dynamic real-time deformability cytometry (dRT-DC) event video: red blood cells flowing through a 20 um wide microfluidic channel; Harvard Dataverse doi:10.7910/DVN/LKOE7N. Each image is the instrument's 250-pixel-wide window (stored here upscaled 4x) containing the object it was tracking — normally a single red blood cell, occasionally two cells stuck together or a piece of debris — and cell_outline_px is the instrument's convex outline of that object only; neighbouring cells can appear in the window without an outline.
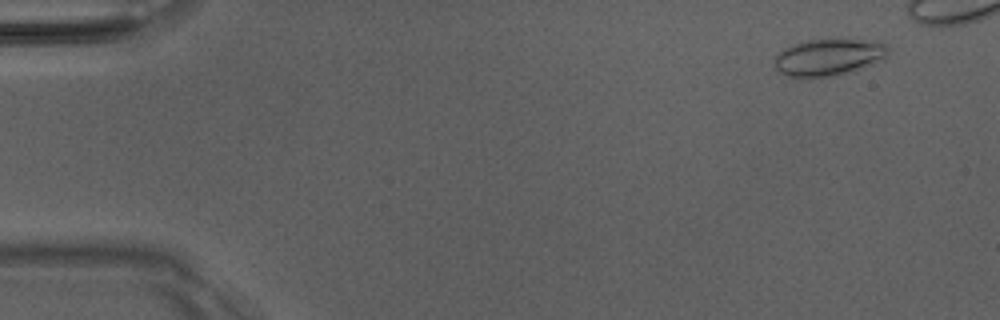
{"species": "Egyptian fruit bat (a non-hibernating species)", "species_latin": "Rousettus aegyptiacus", "temperature_condition": "room temperature", "stored_images_in_passage": 45, "camera_frame_rate_fps": 3000, "um_per_image_px": 0.085, "animal": {"sex": "male"}, "frame": {"image": 1, "passage_image": 4, "time_ms": 1.0, "image_size_px": [1000, 320], "cell_outline_px": [[888, 56], [884, 60], [848, 72], [832, 76], [800, 80], [784, 76], [776, 72], [776, 56], [784, 48], [808, 40], [880, 40], [888, 48]], "centroid_in_image_um": [70.41, 4.91], "position_along_channel_um": 14.6, "area_um2": 24.74}}
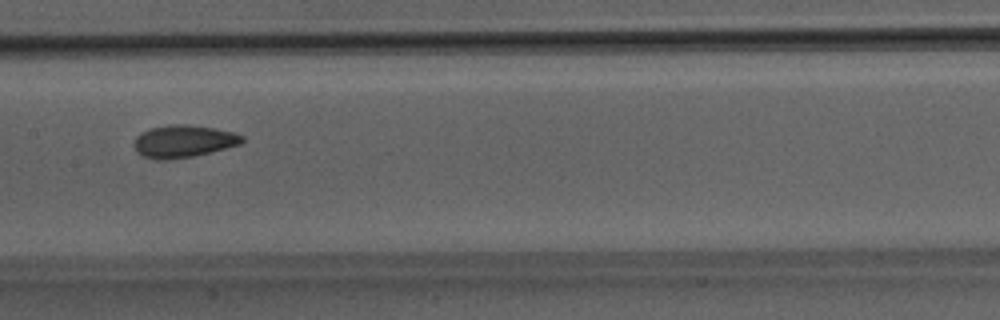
{"frame": {"image": 2, "passage_image": 26, "time_ms": 8.333, "image_size_px": [1000, 320], "cell_outline_px": [[244, 140], [240, 144], [192, 156], [164, 160], [152, 160], [140, 156], [136, 152], [132, 144], [136, 136], [140, 132], [152, 128], [172, 124], [188, 124], [212, 128], [232, 132], [244, 136]], "centroid_in_image_um": [15.5, 12.01], "position_along_channel_um": 191.9, "area_um2": 20.4}}
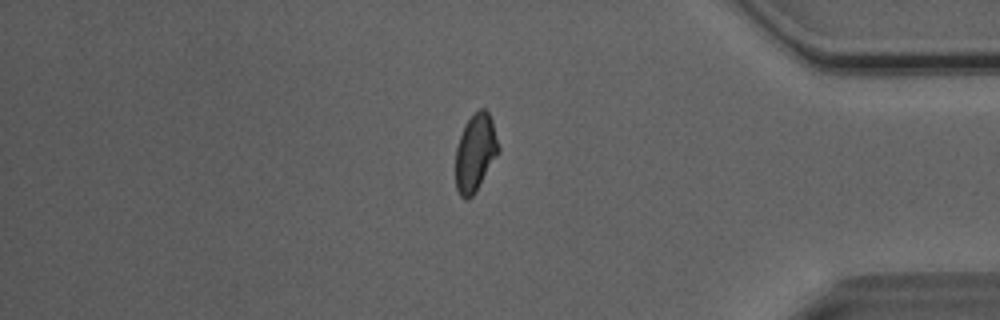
{"frame": {"image": 3, "passage_image": 43, "time_ms": 14.0, "image_size_px": [1000, 320], "cell_outline_px": [[500, 152], [472, 196], [468, 200], [464, 200], [460, 196], [456, 188], [456, 148], [464, 124], [480, 108], [484, 108], [488, 112], [492, 120], [500, 148]], "centroid_in_image_um": [40.41, 12.98], "position_along_channel_um": 394.8, "area_um2": 19.31}, "authors_computed_cell_mechanics": {"area_um2": 20.3456, "velocity_mm_per_s": 4.0687, "shape_relaxation_time_tau1_ms": 5.3504, "shape_relaxation_time_tau2_ms": 1.9165, "deformation_change_tau1": 0.1338, "deformation_change_tau2": 0.0594}}